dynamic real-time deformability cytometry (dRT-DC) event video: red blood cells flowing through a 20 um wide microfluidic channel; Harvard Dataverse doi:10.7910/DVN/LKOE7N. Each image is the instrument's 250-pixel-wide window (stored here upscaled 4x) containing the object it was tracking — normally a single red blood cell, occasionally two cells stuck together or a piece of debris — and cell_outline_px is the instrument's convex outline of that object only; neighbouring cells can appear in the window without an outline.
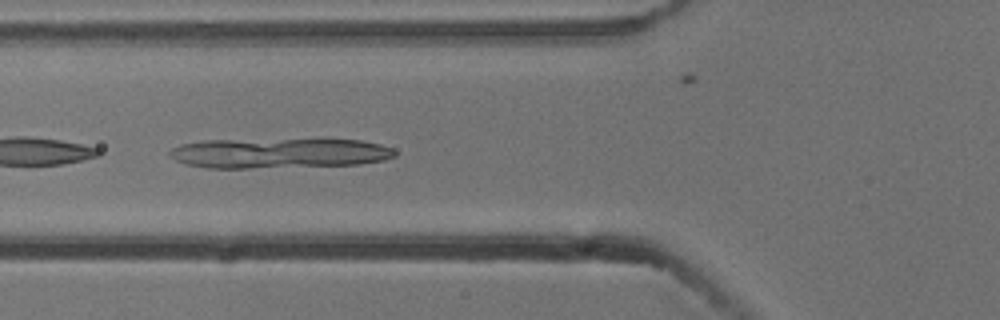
{"species": "common noctule bat (a hibernating species)", "species_latin": "Nyctalus noctula", "temperature_condition": "cold", "stored_images_in_passage": 6, "camera_frame_rate_fps": 3000, "um_per_image_px": 0.085, "animal": {"sex": "male", "body_mass_g": 13.3}, "frame": {"image": 1, "passage_image": 5, "time_ms": 1.333, "image_size_px": [1000, 320], "cell_outline_px": [[396, 156], [384, 160], [360, 164], [248, 168], [208, 168], [184, 164], [168, 156], [168, 152], [172, 148], [180, 144], [204, 140], [320, 136], [360, 140], [380, 144], [392, 148], [396, 152]], "centroid_in_image_um": [23.75, 12.96], "position_along_channel_um": 102.0, "area_um2": 41.5}}